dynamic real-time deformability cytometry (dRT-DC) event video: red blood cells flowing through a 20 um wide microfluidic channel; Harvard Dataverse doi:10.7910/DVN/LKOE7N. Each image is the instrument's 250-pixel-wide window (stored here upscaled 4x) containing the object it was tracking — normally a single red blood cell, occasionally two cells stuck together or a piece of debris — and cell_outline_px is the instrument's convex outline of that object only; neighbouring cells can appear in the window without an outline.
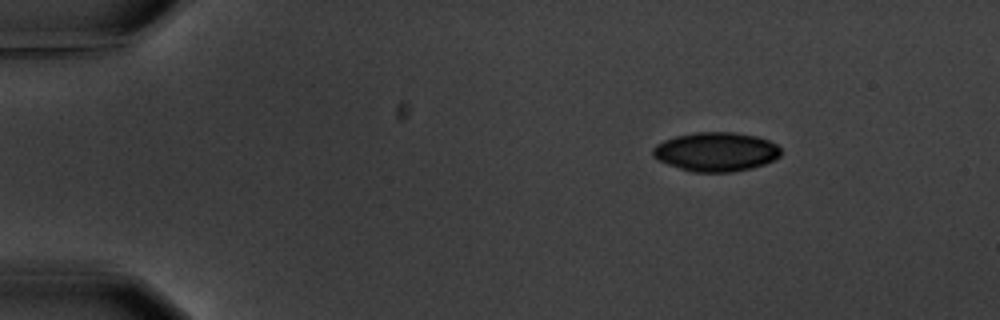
{"species": "common noctule bat (a hibernating species)", "species_latin": "Nyctalus noctula", "temperature_condition": "warm", "stored_images_in_passage": 5, "camera_frame_rate_fps": 3000, "um_per_image_px": 0.085, "animal": {"sex": "male", "body_mass_g": 20.1, "forearm_length_mm": 53.5}, "frame": {"image": 1, "passage_image": 5, "time_ms": 9.333, "image_size_px": [1000, 320], "cell_outline_px": [[780, 156], [764, 164], [752, 168], [732, 172], [692, 172], [668, 164], [652, 156], [652, 148], [656, 144], [664, 140], [676, 136], [696, 132], [732, 132], [756, 136], [768, 140], [776, 144], [780, 148]], "centroid_in_image_um": [60.85, 12.9], "position_along_channel_um": 24.2, "area_um2": 29.07}}